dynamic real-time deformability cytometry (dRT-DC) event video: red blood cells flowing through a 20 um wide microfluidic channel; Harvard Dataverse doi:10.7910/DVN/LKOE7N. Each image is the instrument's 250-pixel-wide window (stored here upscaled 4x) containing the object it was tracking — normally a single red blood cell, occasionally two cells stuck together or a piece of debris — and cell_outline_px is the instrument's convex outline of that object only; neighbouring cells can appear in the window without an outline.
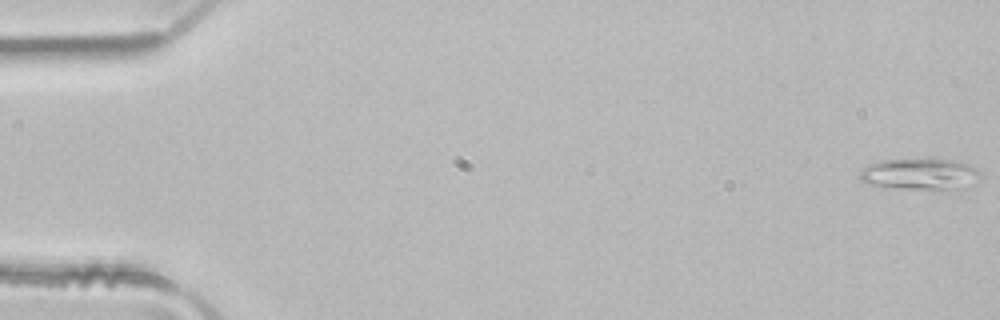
{"species": "common noctule bat (a hibernating species)", "species_latin": "Nyctalus noctula", "temperature_condition": "room temperature", "stored_images_in_passage": 4, "segment_of_instrument_passage": [2, 2], "camera_frame_rate_fps": 3000, "um_per_image_px": 0.085, "animal": {"sex": "male", "body_mass_g": 21.5, "forearm_length_mm": 52.0}, "frame": {"image": 1, "passage_image": 4, "time_ms": 1.0, "image_size_px": [1000, 320], "cell_outline_px": [[980, 172], [956, 188], [904, 188], [872, 184], [860, 180], [860, 172], [864, 168], [876, 160], [928, 156], [952, 160], [968, 164], [976, 168]], "centroid_in_image_um": [78.05, 14.69], "position_along_channel_um": 6.9, "area_um2": 21.5}}